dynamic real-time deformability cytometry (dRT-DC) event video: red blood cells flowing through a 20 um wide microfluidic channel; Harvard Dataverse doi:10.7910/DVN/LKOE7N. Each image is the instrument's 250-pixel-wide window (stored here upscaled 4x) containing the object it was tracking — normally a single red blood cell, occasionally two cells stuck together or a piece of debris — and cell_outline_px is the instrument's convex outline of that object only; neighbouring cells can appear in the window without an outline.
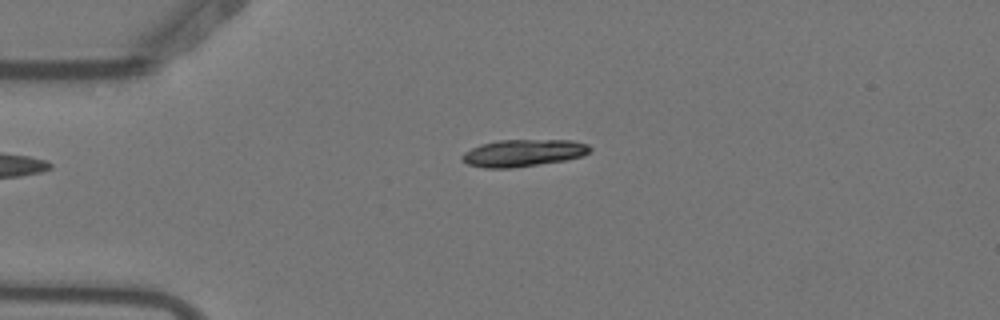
{"species": "Egyptian fruit bat (a non-hibernating species)", "species_latin": "Rousettus aegyptiacus", "temperature_condition": "warm", "stored_images_in_passage": 4, "camera_frame_rate_fps": 3000, "um_per_image_px": 0.085, "animal": {"sex": "female"}, "frame": {"image": 1, "passage_image": 3, "time_ms": 0.667, "image_size_px": [1000, 320], "cell_outline_px": [[592, 148], [584, 156], [564, 160], [512, 168], [484, 168], [468, 164], [460, 160], [460, 156], [464, 152], [480, 144], [500, 140], [572, 140], [588, 144]], "centroid_in_image_um": [44.45, 13.0], "position_along_channel_um": 40.5, "area_um2": 20.23}}